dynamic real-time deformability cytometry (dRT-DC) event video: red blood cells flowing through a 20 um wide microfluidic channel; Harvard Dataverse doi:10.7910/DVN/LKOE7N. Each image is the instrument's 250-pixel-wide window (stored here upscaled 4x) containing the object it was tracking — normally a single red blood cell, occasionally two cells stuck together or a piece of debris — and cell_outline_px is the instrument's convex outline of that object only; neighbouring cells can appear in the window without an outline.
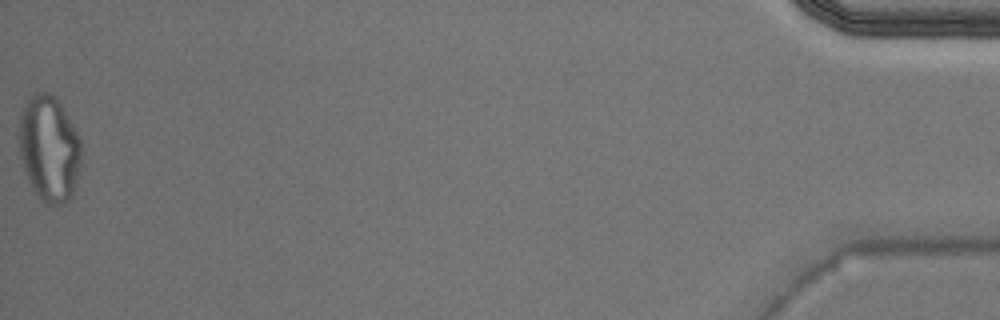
{"species": "Egyptian fruit bat (a non-hibernating species)", "species_latin": "Rousettus aegyptiacus", "temperature_condition": "warm", "stored_images_in_passage": 37, "camera_frame_rate_fps": 3000, "um_per_image_px": 0.085, "animal": {"sex": "male"}, "frame": {"image": 1, "passage_image": 37, "time_ms": 12.0, "image_size_px": [1000, 320], "cell_outline_px": [[80, 164], [72, 196], [64, 204], [44, 204], [32, 188], [24, 168], [20, 156], [20, 108], [36, 92], [48, 92], [56, 96], [76, 132], [80, 140]], "centroid_in_image_um": [4.17, 12.62], "position_along_channel_um": 431.0, "area_um2": 38.03}}